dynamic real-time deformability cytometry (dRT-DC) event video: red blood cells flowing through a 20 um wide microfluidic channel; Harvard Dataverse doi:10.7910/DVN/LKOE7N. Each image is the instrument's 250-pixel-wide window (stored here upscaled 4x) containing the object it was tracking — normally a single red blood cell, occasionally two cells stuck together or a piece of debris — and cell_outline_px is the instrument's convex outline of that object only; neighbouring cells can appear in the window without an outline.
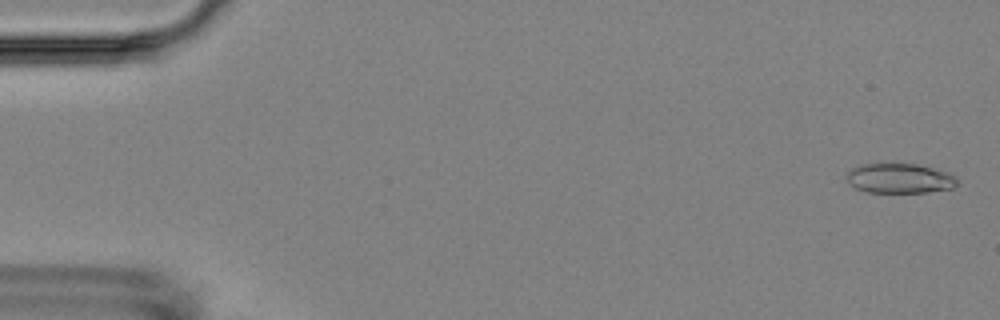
{"species": "Egyptian fruit bat (a non-hibernating species)", "species_latin": "Rousettus aegyptiacus", "temperature_condition": "room temperature", "stored_images_in_passage": 5, "camera_frame_rate_fps": 3000, "um_per_image_px": 0.085, "animal": {"sex": "female"}, "frame": {"image": 1, "passage_image": 1, "time_ms": 0.0, "image_size_px": [1000, 320], "cell_outline_px": [[960, 180], [952, 188], [928, 192], [868, 192], [856, 188], [844, 176], [852, 168], [860, 164], [880, 160], [892, 160], [916, 164], [932, 168], [956, 176]], "centroid_in_image_um": [76.42, 15.09], "position_along_channel_um": 8.6, "area_um2": 20.0}}